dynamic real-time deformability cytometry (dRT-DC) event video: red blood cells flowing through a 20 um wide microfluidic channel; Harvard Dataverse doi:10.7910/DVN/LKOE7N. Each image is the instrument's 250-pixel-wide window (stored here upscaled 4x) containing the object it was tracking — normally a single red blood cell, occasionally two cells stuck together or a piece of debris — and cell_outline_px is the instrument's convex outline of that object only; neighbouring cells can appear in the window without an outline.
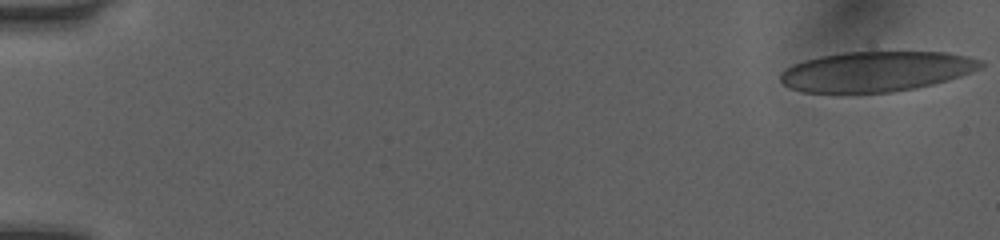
{"species": "human", "species_latin": "Homo sapiens", "temperature_condition": "room temperature", "stored_images_in_passage": 26, "camera_frame_rate_fps": 3000, "um_per_image_px": 0.085, "donor": {"sex": "female"}, "frame": {"image": 1, "passage_image": 1, "time_ms": 0.0, "image_size_px": [1000, 240], "cell_outline_px": [[984, 64], [980, 68], [972, 72], [960, 76], [932, 84], [916, 88], [892, 92], [804, 92], [792, 88], [784, 84], [780, 80], [780, 72], [784, 68], [792, 64], [804, 60], [820, 56], [844, 52], [948, 52], [968, 56], [980, 60]], "centroid_in_image_um": [74.46, 6.06], "position_along_channel_um": 10.5, "area_um2": 46.76}}
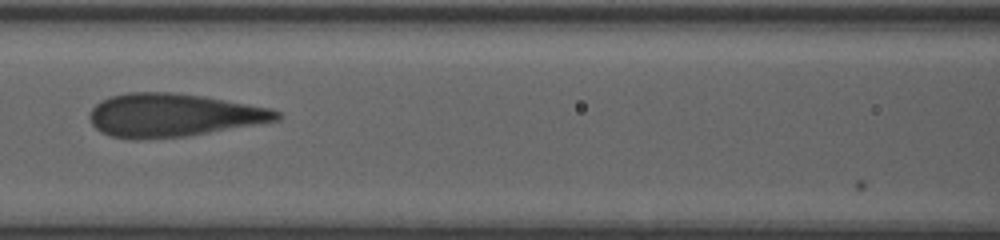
{"frame": {"image": 2, "passage_image": 15, "time_ms": 4.667, "image_size_px": [1000, 240], "cell_outline_px": [[284, 116], [280, 120], [188, 136], [140, 140], [132, 140], [112, 136], [100, 132], [92, 124], [88, 116], [92, 108], [100, 100], [112, 96], [128, 92], [172, 92], [204, 96], [272, 108], [280, 112]], "centroid_in_image_um": [14.72, 9.79], "position_along_channel_um": 151.9, "area_um2": 47.51}}
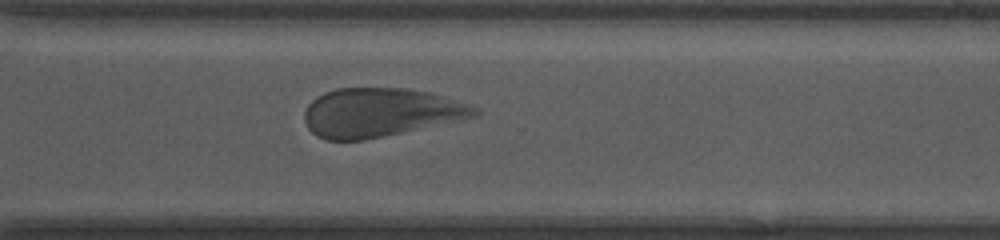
{"frame": {"image": 3, "passage_image": 26, "time_ms": 8.333, "image_size_px": [1000, 240], "cell_outline_px": [[480, 116], [364, 140], [324, 140], [316, 136], [308, 128], [304, 120], [304, 112], [308, 104], [316, 96], [324, 92], [336, 88], [408, 88], [432, 92], [480, 108]], "centroid_in_image_um": [32.33, 9.55], "position_along_channel_um": 338.3, "area_um2": 48.73}}